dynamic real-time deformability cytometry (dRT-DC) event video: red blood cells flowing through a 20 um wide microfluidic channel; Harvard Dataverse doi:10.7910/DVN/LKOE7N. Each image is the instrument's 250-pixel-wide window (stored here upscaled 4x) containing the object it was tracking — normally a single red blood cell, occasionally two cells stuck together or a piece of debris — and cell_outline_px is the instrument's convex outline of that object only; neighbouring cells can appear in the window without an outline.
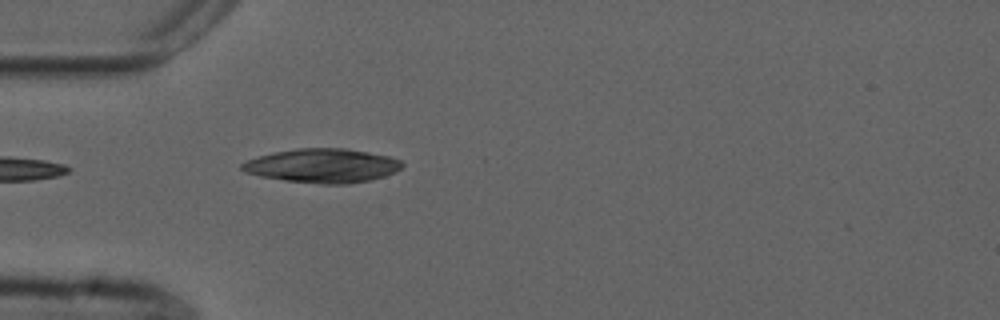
{"species": "common noctule bat (a hibernating species)", "species_latin": "Nyctalus noctula", "temperature_condition": "cold", "stored_images_in_passage": 5, "camera_frame_rate_fps": 3000, "um_per_image_px": 0.085, "animal": {"sex": "male", "forearm_length_mm": 52.5}, "frame": {"image": 1, "passage_image": 5, "time_ms": 1.333, "image_size_px": [1000, 320], "cell_outline_px": [[404, 164], [396, 172], [384, 176], [368, 180], [348, 184], [320, 184], [284, 180], [260, 176], [244, 172], [240, 168], [240, 164], [248, 160], [272, 152], [296, 148], [344, 148], [368, 152], [388, 156], [400, 160]], "centroid_in_image_um": [27.39, 14.08], "position_along_channel_um": 57.6, "area_um2": 31.73}}